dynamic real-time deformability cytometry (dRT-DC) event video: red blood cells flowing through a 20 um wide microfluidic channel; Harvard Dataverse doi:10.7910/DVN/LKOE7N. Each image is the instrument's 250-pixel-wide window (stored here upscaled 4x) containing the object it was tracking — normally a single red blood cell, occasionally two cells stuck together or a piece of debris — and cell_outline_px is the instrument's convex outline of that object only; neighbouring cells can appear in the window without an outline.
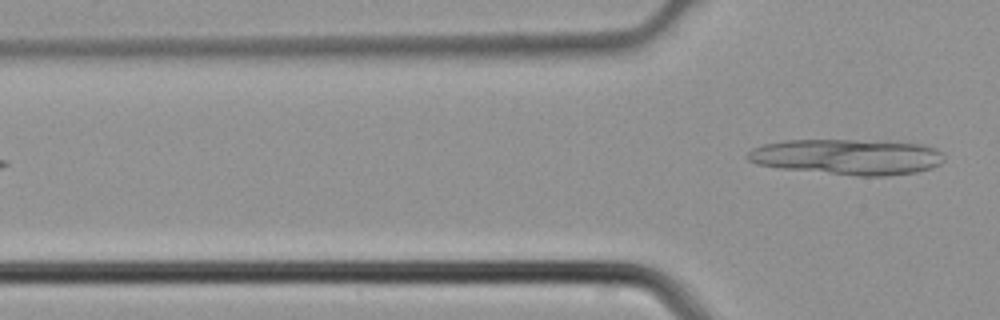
{"species": "common noctule bat (a hibernating species)", "species_latin": "Nyctalus noctula", "temperature_condition": "cold", "stored_images_in_passage": 3, "camera_frame_rate_fps": 3000, "um_per_image_px": 0.085, "animal": {"sex": "male", "body_mass_g": 21.5, "forearm_length_mm": 52.0}, "frame": {"image": 1, "passage_image": 3, "time_ms": 0.667, "image_size_px": [1000, 320], "cell_outline_px": [[944, 160], [940, 164], [932, 168], [916, 172], [888, 176], [856, 176], [780, 168], [756, 164], [748, 160], [744, 156], [752, 148], [764, 144], [784, 140], [888, 140], [924, 144], [936, 148], [940, 152]], "centroid_in_image_um": [72.05, 13.32], "position_along_channel_um": 53.8, "area_um2": 41.38}}